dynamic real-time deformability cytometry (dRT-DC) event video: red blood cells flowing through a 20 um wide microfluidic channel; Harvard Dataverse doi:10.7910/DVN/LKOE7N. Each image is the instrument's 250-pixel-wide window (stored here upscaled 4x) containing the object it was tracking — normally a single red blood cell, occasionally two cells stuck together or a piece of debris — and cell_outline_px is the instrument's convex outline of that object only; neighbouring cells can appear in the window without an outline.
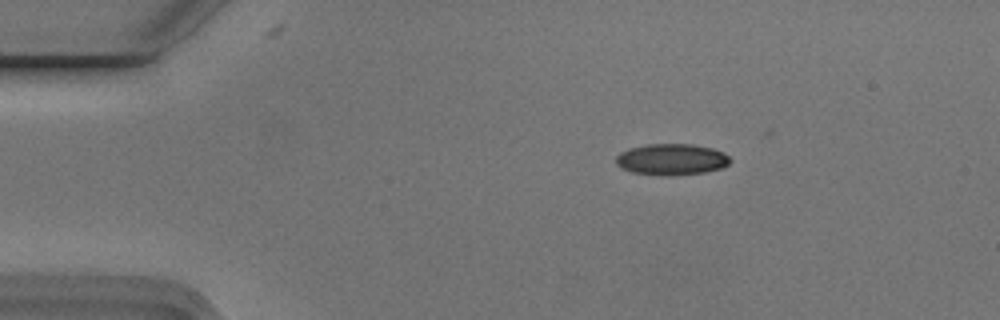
{"species": "Egyptian fruit bat (a non-hibernating species)", "species_latin": "Rousettus aegyptiacus", "temperature_condition": "cold", "stored_images_in_passage": 5, "segment_of_instrument_passage": [2, 2], "camera_frame_rate_fps": 3000, "um_per_image_px": 0.085, "animal": {"sex": "male"}, "frame": {"image": 1, "passage_image": 5, "time_ms": 1.333, "image_size_px": [1000, 320], "cell_outline_px": [[732, 160], [728, 164], [720, 168], [704, 172], [676, 176], [660, 176], [632, 172], [616, 164], [616, 156], [620, 152], [628, 148], [648, 144], [692, 144], [712, 148], [724, 152]], "centroid_in_image_um": [57.08, 13.55], "position_along_channel_um": 27.9, "area_um2": 20.98}}